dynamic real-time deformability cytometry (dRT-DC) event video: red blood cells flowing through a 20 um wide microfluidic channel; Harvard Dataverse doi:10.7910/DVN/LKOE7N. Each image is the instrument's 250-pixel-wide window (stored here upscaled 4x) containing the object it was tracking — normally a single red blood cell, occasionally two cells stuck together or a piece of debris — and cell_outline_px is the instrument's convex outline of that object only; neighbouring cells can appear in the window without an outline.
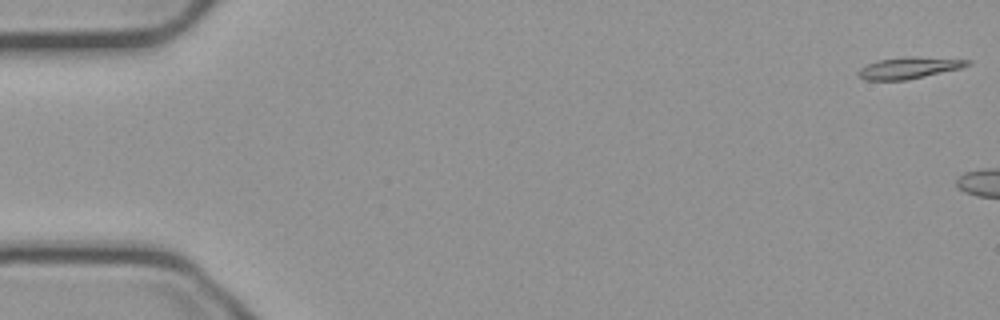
{"species": "common noctule bat (a hibernating species)", "species_latin": "Nyctalus noctula", "temperature_condition": "cold", "stored_images_in_passage": 5, "camera_frame_rate_fps": 3000, "um_per_image_px": 0.085, "animal": {"sex": "male", "body_mass_g": 23.1, "forearm_length_mm": 52.7}, "frame": {"image": 1, "passage_image": 1, "time_ms": 0.0, "image_size_px": [1000, 320], "cell_outline_px": [[972, 64], [960, 68], [908, 80], [864, 80], [856, 72], [860, 68], [868, 64], [880, 60], [904, 56], [916, 56], [972, 60]], "centroid_in_image_um": [77.29, 5.76], "position_along_channel_um": 7.7, "area_um2": 13.76}}